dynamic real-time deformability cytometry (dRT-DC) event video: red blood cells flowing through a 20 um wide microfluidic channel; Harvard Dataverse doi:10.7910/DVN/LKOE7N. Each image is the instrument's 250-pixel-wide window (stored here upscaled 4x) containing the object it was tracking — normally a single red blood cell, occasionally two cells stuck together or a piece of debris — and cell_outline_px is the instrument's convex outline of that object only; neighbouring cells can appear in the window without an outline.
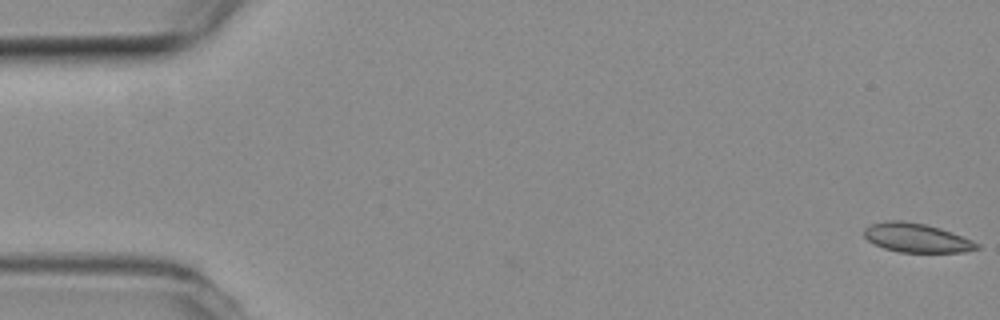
{"species": "common noctule bat (a hibernating species)", "species_latin": "Nyctalus noctula", "temperature_condition": "room temperature", "stored_images_in_passage": 2, "camera_frame_rate_fps": 3000, "um_per_image_px": 0.085, "animal": {"sex": "female", "body_mass_g": 19.3, "forearm_length_mm": 54.1}, "frame": {"image": 1, "passage_image": 2, "time_ms": 0.333, "image_size_px": [1000, 320], "cell_outline_px": [[980, 248], [964, 252], [900, 252], [884, 248], [868, 240], [864, 236], [864, 228], [868, 224], [888, 220], [904, 220], [924, 224], [940, 228], [952, 232], [972, 240], [980, 244]], "centroid_in_image_um": [77.9, 20.2], "position_along_channel_um": 7.1, "area_um2": 19.13}}